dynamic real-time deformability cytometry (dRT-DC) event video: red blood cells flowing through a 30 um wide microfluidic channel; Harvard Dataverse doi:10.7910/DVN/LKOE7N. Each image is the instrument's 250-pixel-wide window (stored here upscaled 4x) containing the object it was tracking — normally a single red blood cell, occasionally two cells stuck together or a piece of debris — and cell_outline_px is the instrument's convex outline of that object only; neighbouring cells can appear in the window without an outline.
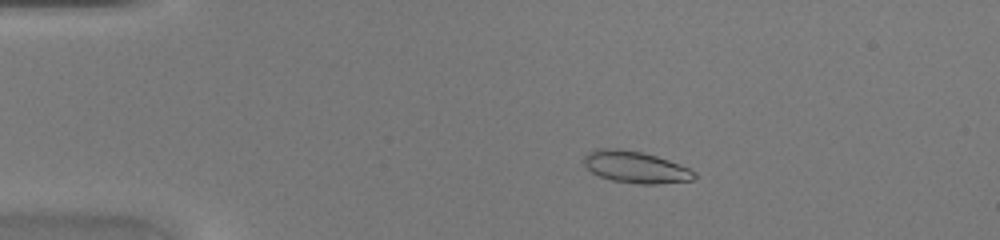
{"species": "common noctule bat (a hibernating species)", "species_latin": "Nyctalus noctula", "temperature_condition": "warm", "stored_images_in_passage": 46, "camera_frame_rate_fps": 3000, "um_per_image_px": 0.085, "animal": {"sex": "female", "body_mass_g": 20.0, "forearm_length_mm": 54.0}, "frame": {"image": 1, "passage_image": 9, "time_ms": 2.667, "image_size_px": [1000, 240], "cell_outline_px": [[696, 176], [692, 180], [656, 184], [636, 184], [612, 180], [600, 176], [592, 172], [584, 164], [584, 156], [588, 152], [596, 148], [620, 148], [640, 152], [656, 156], [668, 160], [688, 168], [696, 172]], "centroid_in_image_um": [54.0, 14.2], "position_along_channel_um": 31.0, "area_um2": 20.35}}
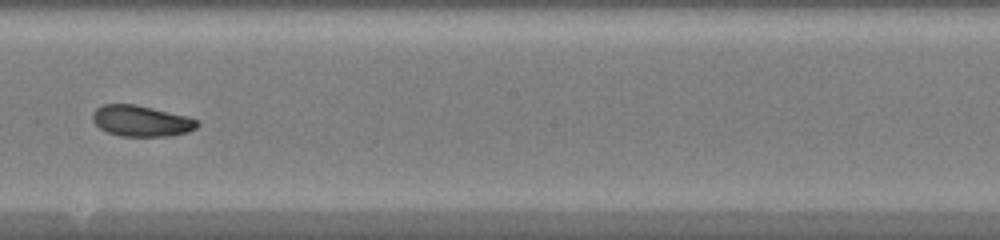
{"frame": {"image": 2, "passage_image": 27, "time_ms": 8.667, "image_size_px": [1000, 240], "cell_outline_px": [[200, 124], [196, 128], [188, 132], [168, 136], [120, 136], [108, 132], [100, 128], [92, 120], [92, 112], [96, 108], [104, 104], [136, 104], [188, 116], [196, 120]], "centroid_in_image_um": [12.0, 10.27], "position_along_channel_um": 236.2, "area_um2": 18.96}}
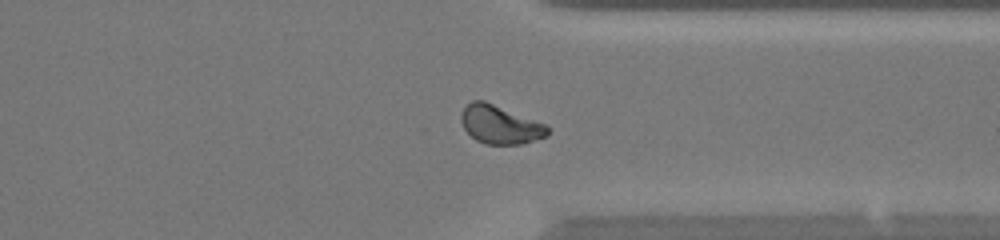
{"frame": {"image": 3, "passage_image": 36, "time_ms": 11.667, "image_size_px": [1000, 240], "cell_outline_px": [[548, 136], [520, 144], [484, 144], [476, 140], [464, 128], [460, 120], [460, 116], [464, 108], [472, 100], [484, 100], [544, 124], [548, 128]], "centroid_in_image_um": [42.47, 10.59], "position_along_channel_um": 368.9, "area_um2": 19.07}}